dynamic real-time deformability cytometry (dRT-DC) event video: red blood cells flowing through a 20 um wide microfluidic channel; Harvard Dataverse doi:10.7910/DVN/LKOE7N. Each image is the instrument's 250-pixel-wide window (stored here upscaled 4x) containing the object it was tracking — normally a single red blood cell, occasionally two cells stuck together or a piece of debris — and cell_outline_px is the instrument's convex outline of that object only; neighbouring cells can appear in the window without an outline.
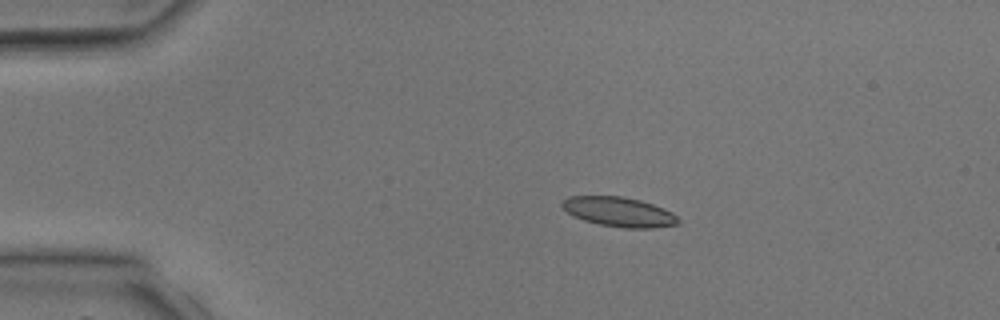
{"species": "common noctule bat (a hibernating species)", "species_latin": "Nyctalus noctula", "temperature_condition": "room temperature", "stored_images_in_passage": 3, "camera_frame_rate_fps": 3000, "um_per_image_px": 0.085, "animal": {"sex": "male", "body_mass_g": 17.9, "forearm_length_mm": 54.2}, "frame": {"image": 1, "passage_image": 3, "time_ms": 2.0, "image_size_px": [1000, 320], "cell_outline_px": [[680, 224], [652, 228], [624, 228], [600, 224], [584, 220], [568, 212], [560, 204], [568, 196], [624, 196], [640, 200], [664, 208], [672, 212], [680, 220]], "centroid_in_image_um": [52.66, 18.0], "position_along_channel_um": 32.3, "area_um2": 19.94}}